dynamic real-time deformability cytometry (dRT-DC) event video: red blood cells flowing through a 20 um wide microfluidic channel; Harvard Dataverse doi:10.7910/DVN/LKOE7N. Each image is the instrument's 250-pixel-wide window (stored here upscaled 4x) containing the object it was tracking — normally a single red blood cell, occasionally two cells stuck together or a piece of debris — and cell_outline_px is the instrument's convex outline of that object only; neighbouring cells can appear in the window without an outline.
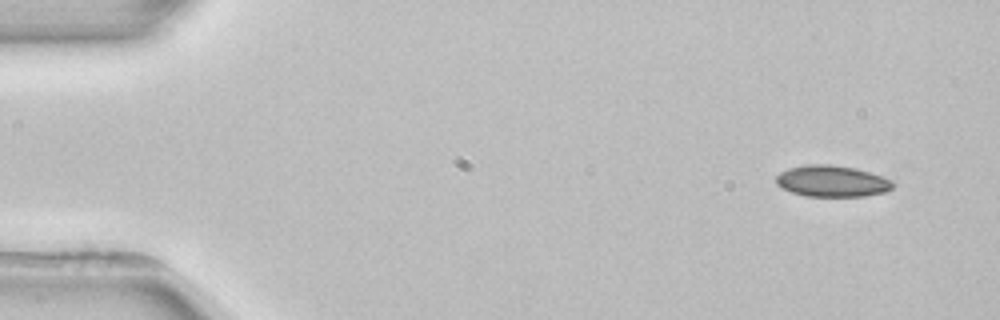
{"species": "common noctule bat (a hibernating species)", "species_latin": "Nyctalus noctula", "temperature_condition": "room temperature", "stored_images_in_passage": 4, "camera_frame_rate_fps": 3000, "um_per_image_px": 0.085, "animal": {"sex": "female", "body_mass_g": 22.7, "forearm_length_mm": 54.2}, "frame": {"image": 1, "passage_image": 1, "time_ms": 0.0, "image_size_px": [1000, 320], "cell_outline_px": [[892, 188], [884, 192], [864, 196], [804, 196], [792, 192], [776, 184], [776, 176], [780, 172], [788, 168], [808, 164], [828, 164], [856, 168], [892, 180]], "centroid_in_image_um": [70.69, 15.39], "position_along_channel_um": 14.3, "area_um2": 21.15}}
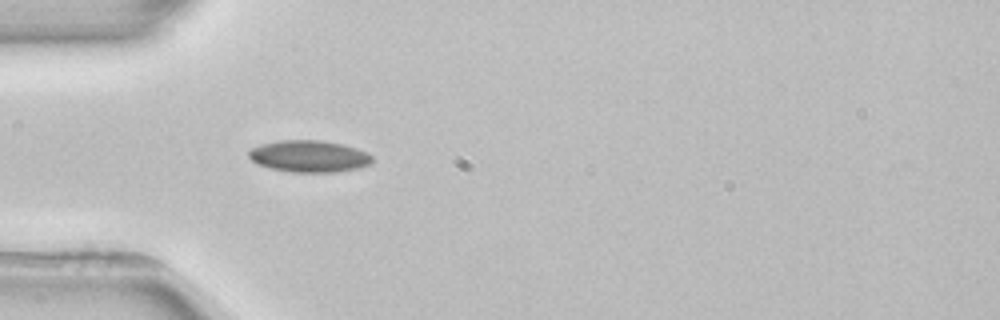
{"frame": {"image": 2, "passage_image": 4, "time_ms": 4.0, "image_size_px": [1000, 320], "cell_outline_px": [[372, 164], [360, 168], [336, 172], [292, 172], [268, 168], [256, 164], [248, 156], [248, 148], [260, 144], [280, 140], [320, 140], [340, 144], [356, 148], [368, 152], [372, 156]], "centroid_in_image_um": [26.25, 13.29], "position_along_channel_um": 58.8, "area_um2": 23.18}}